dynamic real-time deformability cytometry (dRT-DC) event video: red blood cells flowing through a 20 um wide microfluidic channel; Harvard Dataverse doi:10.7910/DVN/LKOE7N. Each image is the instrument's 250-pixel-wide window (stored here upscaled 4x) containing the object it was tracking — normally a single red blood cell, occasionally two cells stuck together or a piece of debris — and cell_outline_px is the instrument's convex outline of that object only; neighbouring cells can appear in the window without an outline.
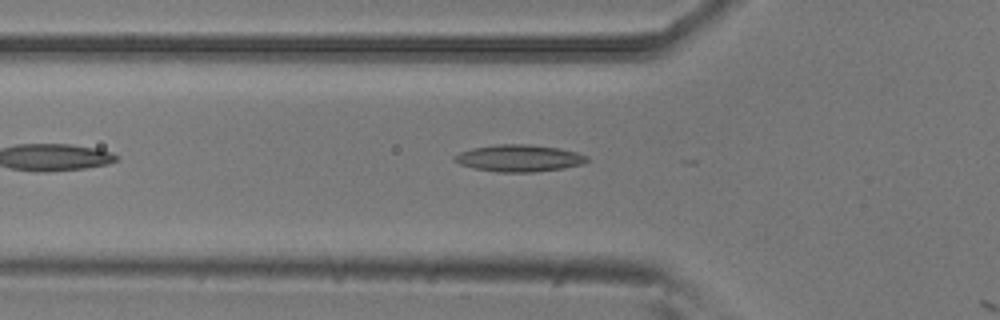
{"species": "common noctule bat (a hibernating species)", "species_latin": "Nyctalus noctula", "temperature_condition": "room temperature", "stored_images_in_passage": 8, "camera_frame_rate_fps": 3000, "um_per_image_px": 0.085, "animal": {"sex": "male", "body_mass_g": 20.5, "forearm_length_mm": 52.5}, "frame": {"image": 1, "passage_image": 7, "time_ms": 2.0, "image_size_px": [1000, 320], "cell_outline_px": [[588, 160], [584, 164], [564, 168], [536, 172], [496, 172], [476, 168], [460, 164], [452, 160], [452, 156], [460, 152], [472, 148], [496, 144], [528, 144], [560, 148], [576, 152], [588, 156]], "centroid_in_image_um": [44.13, 13.44], "position_along_channel_um": 81.7, "area_um2": 20.92}}